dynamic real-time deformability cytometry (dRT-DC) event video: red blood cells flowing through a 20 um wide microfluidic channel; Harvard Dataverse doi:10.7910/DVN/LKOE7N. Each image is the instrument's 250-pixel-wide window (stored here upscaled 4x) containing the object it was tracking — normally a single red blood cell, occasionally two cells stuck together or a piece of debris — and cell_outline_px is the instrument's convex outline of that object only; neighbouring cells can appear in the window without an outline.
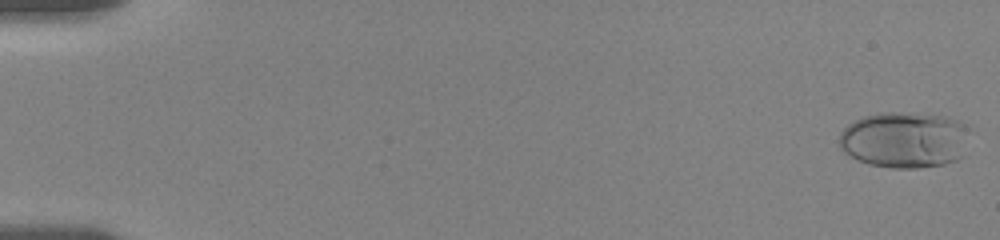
{"species": "human", "species_latin": "Homo sapiens", "temperature_condition": "room temperature", "stored_images_in_passage": 48, "camera_frame_rate_fps": 3000, "um_per_image_px": 0.085, "donor": {"sex": "female"}, "frame": {"image": 1, "passage_image": 1, "time_ms": 0.0, "image_size_px": [1000, 240], "cell_outline_px": [[964, 128], [960, 156], [956, 160], [944, 164], [916, 168], [892, 168], [868, 164], [844, 152], [840, 148], [840, 132], [848, 124], [864, 116], [880, 112], [896, 112], [940, 116], [956, 120], [964, 124]], "centroid_in_image_um": [76.77, 11.89], "position_along_channel_um": 8.2, "area_um2": 41.62}}
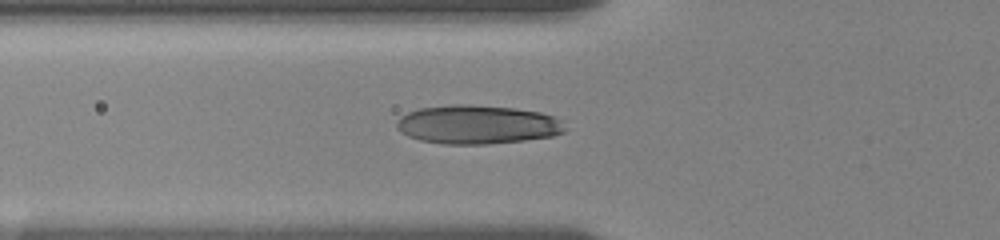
{"frame": {"image": 2, "passage_image": 37, "time_ms": 6.667, "image_size_px": [1000, 240], "cell_outline_px": [[568, 128], [564, 132], [552, 136], [524, 140], [488, 144], [444, 144], [420, 140], [408, 136], [400, 132], [396, 128], [396, 124], [400, 116], [408, 112], [420, 108], [452, 104], [468, 104], [516, 108], [540, 112], [552, 116], [560, 120]], "centroid_in_image_um": [40.57, 10.58], "position_along_channel_um": 85.2, "area_um2": 38.26}}
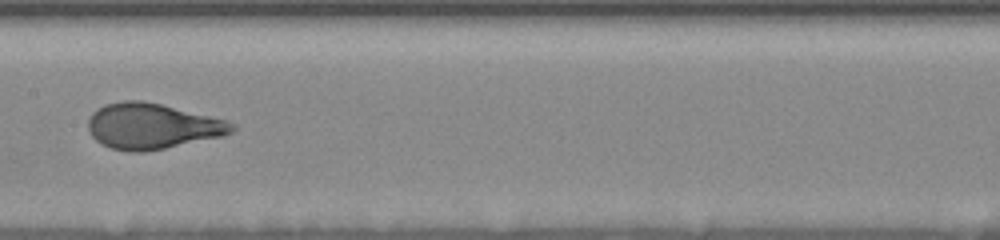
{"frame": {"image": 3, "passage_image": 48, "time_ms": 9.667, "image_size_px": [1000, 240], "cell_outline_px": [[236, 128], [232, 132], [224, 136], [144, 152], [128, 152], [108, 148], [100, 144], [88, 132], [88, 120], [92, 112], [96, 108], [104, 104], [120, 100], [144, 100], [228, 120], [236, 124]], "centroid_in_image_um": [12.91, 10.72], "position_along_channel_um": 194.5, "area_um2": 38.78}}